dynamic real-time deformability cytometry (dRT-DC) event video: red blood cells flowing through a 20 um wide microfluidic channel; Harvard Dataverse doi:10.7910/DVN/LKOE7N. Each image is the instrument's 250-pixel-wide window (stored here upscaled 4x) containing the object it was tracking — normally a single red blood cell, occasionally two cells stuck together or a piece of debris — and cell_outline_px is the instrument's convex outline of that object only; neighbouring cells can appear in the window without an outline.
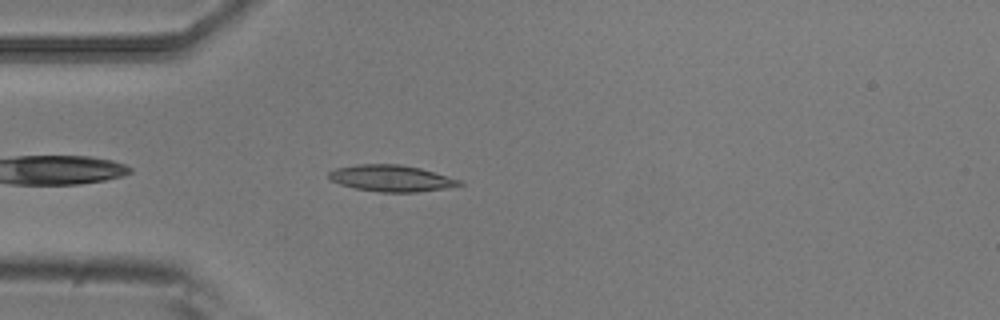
{"species": "common noctule bat (a hibernating species)", "species_latin": "Nyctalus noctula", "temperature_condition": "room temperature", "stored_images_in_passage": 4, "camera_frame_rate_fps": 3000, "um_per_image_px": 0.085, "animal": {"sex": "male", "body_mass_g": 20.5, "forearm_length_mm": 52.5}, "frame": {"image": 1, "passage_image": 4, "time_ms": 1.0, "image_size_px": [1000, 320], "cell_outline_px": [[464, 184], [448, 188], [416, 192], [380, 192], [356, 188], [340, 184], [332, 180], [328, 176], [328, 172], [336, 168], [356, 164], [400, 164], [420, 168], [460, 180]], "centroid_in_image_um": [33.26, 15.15], "position_along_channel_um": 51.7, "area_um2": 20.0}}